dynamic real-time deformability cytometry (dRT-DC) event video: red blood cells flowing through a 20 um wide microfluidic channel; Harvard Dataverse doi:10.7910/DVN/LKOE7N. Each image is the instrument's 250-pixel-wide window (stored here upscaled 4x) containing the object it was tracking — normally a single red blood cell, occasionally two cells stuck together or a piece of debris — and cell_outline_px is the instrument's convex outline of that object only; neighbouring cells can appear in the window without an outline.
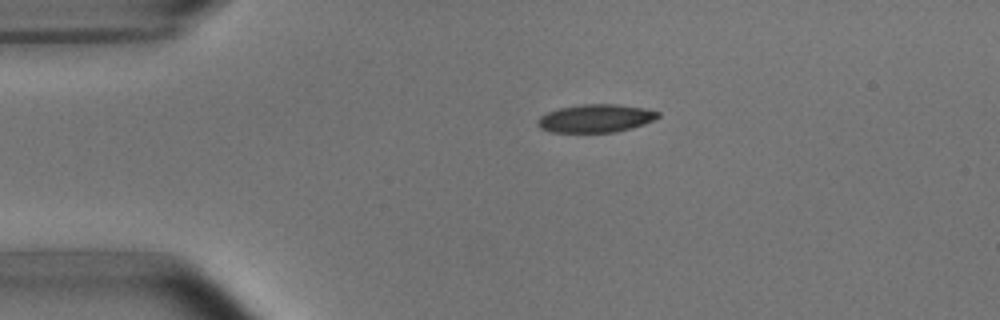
{"species": "common noctule bat (a hibernating species)", "species_latin": "Nyctalus noctula", "temperature_condition": "room temperature", "stored_images_in_passage": 2, "camera_frame_rate_fps": 3000, "um_per_image_px": 0.085, "animal": {"sex": "male", "body_mass_g": 15.6}, "frame": {"image": 1, "passage_image": 1, "time_ms": 0.0, "image_size_px": [1000, 320], "cell_outline_px": [[660, 116], [644, 124], [632, 128], [616, 132], [552, 132], [540, 128], [536, 124], [536, 120], [540, 116], [548, 112], [560, 108], [580, 104], [616, 104], [644, 108], [660, 112]], "centroid_in_image_um": [50.62, 10.06], "position_along_channel_um": 34.4, "area_um2": 19.71}}